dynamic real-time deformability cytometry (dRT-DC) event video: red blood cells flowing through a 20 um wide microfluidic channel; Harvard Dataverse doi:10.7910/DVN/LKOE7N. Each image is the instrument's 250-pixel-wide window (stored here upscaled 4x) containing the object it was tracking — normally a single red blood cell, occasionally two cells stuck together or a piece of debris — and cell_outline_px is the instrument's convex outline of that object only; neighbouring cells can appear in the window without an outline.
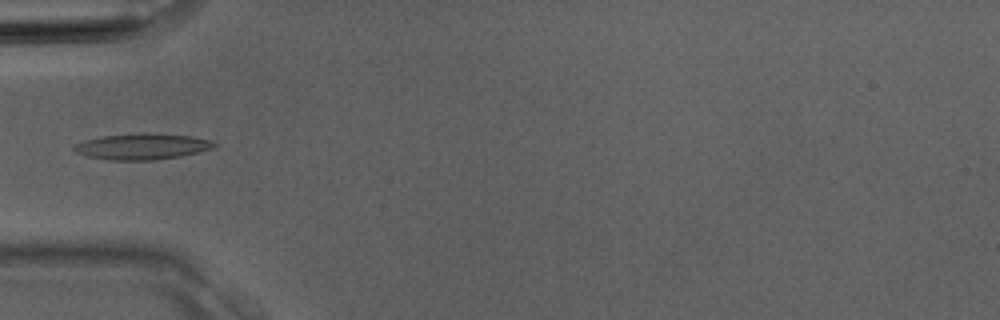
{"species": "Egyptian fruit bat (a non-hibernating species)", "species_latin": "Rousettus aegyptiacus", "temperature_condition": "room temperature", "stored_images_in_passage": 4, "camera_frame_rate_fps": 3000, "um_per_image_px": 0.085, "animal": {"sex": "male"}, "frame": {"image": 1, "passage_image": 4, "time_ms": 1.0, "image_size_px": [1000, 320], "cell_outline_px": [[216, 148], [200, 152], [180, 156], [156, 160], [108, 160], [88, 156], [76, 152], [72, 148], [76, 144], [84, 140], [104, 136], [192, 136], [212, 140], [216, 144]], "centroid_in_image_um": [12.11, 12.51], "position_along_channel_um": 72.9, "area_um2": 20.11}}